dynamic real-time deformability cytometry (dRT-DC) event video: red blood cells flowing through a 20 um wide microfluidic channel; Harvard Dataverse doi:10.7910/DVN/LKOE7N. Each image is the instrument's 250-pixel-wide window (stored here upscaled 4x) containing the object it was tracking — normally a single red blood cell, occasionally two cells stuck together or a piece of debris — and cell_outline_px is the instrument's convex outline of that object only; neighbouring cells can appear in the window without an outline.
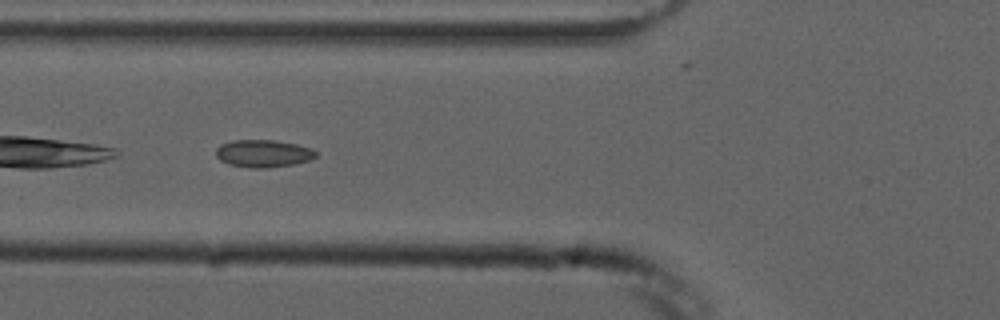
{"species": "common noctule bat (a hibernating species)", "species_latin": "Nyctalus noctula", "temperature_condition": "cold", "stored_images_in_passage": 8, "camera_frame_rate_fps": 3000, "um_per_image_px": 0.085, "animal": {"sex": "male", "forearm_length_mm": 52.5}, "frame": {"image": 1, "passage_image": 4, "time_ms": 3.333, "image_size_px": [1000, 320], "cell_outline_px": [[316, 156], [312, 160], [292, 164], [264, 168], [248, 168], [228, 164], [220, 160], [216, 156], [216, 148], [220, 144], [232, 140], [276, 140], [296, 144], [312, 148], [316, 152]], "centroid_in_image_um": [22.36, 13.04], "position_along_channel_um": 103.4, "area_um2": 16.13}}
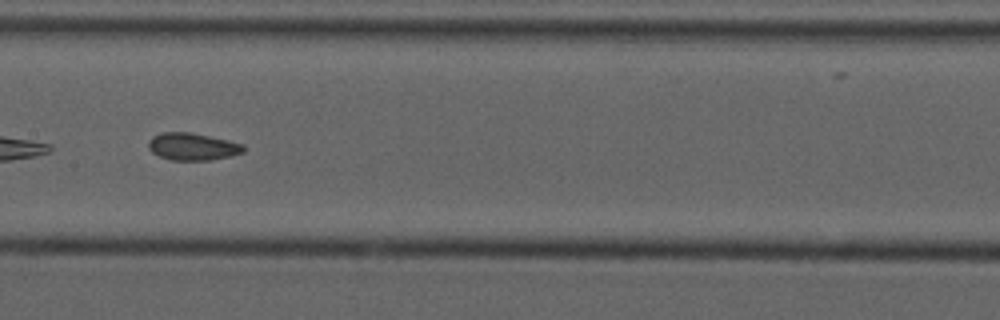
{"frame": {"image": 2, "passage_image": 6, "time_ms": 5.667, "image_size_px": [1000, 320], "cell_outline_px": [[244, 152], [232, 156], [212, 160], [172, 160], [160, 156], [152, 152], [148, 148], [148, 140], [152, 136], [160, 132], [188, 132], [228, 140], [244, 144]], "centroid_in_image_um": [16.36, 12.46], "position_along_channel_um": 191.0, "area_um2": 15.2}}
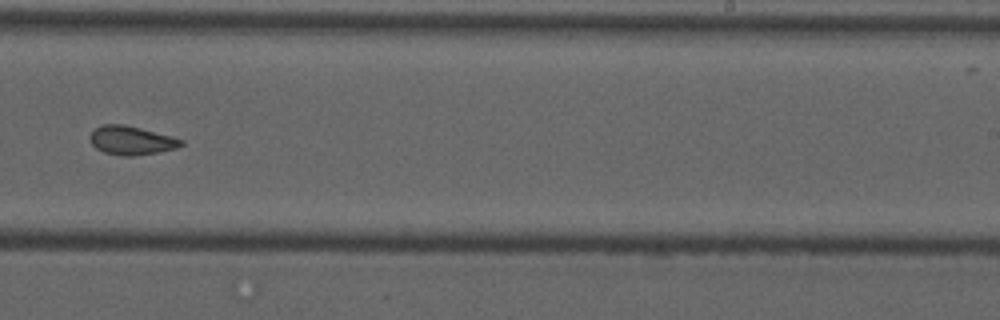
{"frame": {"image": 3, "passage_image": 8, "time_ms": 8.0, "image_size_px": [1000, 320], "cell_outline_px": [[184, 144], [176, 148], [156, 152], [132, 156], [124, 156], [104, 152], [96, 148], [92, 144], [88, 136], [96, 128], [104, 124], [124, 124], [172, 136], [184, 140]], "centroid_in_image_um": [11.16, 11.93], "position_along_channel_um": 277.8, "area_um2": 15.14}}